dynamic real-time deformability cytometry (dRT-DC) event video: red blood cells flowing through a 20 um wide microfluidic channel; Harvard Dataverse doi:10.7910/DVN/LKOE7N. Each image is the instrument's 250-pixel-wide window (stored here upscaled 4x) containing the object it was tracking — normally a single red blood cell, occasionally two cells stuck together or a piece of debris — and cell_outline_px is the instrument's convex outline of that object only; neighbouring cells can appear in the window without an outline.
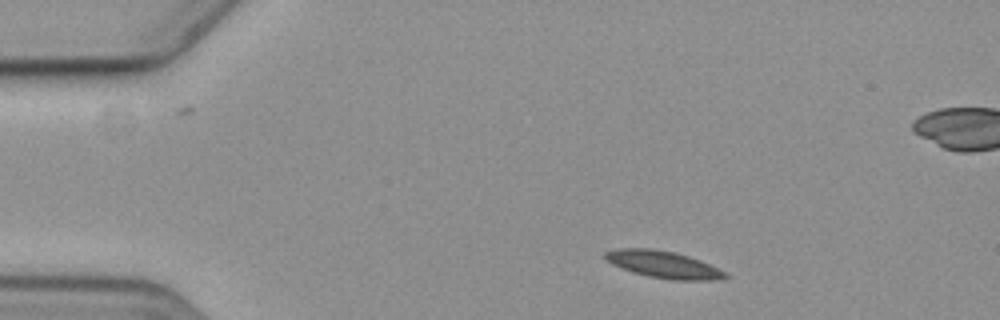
{"species": "common noctule bat (a hibernating species)", "species_latin": "Nyctalus noctula", "temperature_condition": "cold", "stored_images_in_passage": 3, "segment_of_instrument_passage": [1, 2], "camera_frame_rate_fps": 3000, "um_per_image_px": 0.085, "animal": {"sex": "female", "body_mass_g": 19.3, "forearm_length_mm": 54.1}, "frame": {"image": 1, "passage_image": 1, "time_ms": 0.0, "image_size_px": [1000, 320], "cell_outline_px": [[732, 276], [716, 280], [672, 280], [648, 276], [632, 272], [620, 268], [604, 260], [604, 252], [616, 248], [652, 248], [676, 252], [700, 260]], "centroid_in_image_um": [56.34, 22.47], "position_along_channel_um": 28.7, "area_um2": 19.07}}